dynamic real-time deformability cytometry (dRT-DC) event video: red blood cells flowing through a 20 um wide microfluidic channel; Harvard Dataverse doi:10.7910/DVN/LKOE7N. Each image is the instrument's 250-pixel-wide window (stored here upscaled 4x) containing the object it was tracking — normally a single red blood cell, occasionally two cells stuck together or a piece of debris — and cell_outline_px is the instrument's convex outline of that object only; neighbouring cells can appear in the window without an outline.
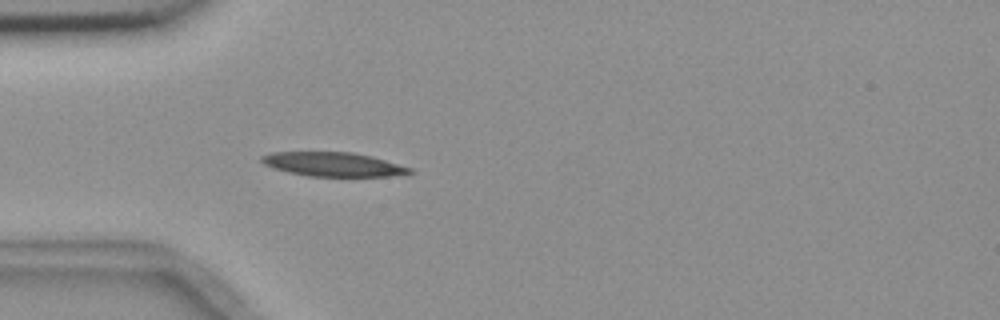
{"species": "common noctule bat (a hibernating species)", "species_latin": "Nyctalus noctula", "temperature_condition": "room temperature", "stored_images_in_passage": 3, "camera_frame_rate_fps": 3000, "um_per_image_px": 0.085, "animal": {"sex": "female", "body_mass_g": 18.4}, "frame": {"image": 1, "passage_image": 3, "time_ms": 3.0, "image_size_px": [1000, 320], "cell_outline_px": [[416, 172], [388, 176], [308, 176], [288, 172], [272, 168], [264, 164], [260, 160], [260, 156], [272, 152], [352, 152], [372, 156], [412, 168]], "centroid_in_image_um": [28.3, 13.96], "position_along_channel_um": 56.7, "area_um2": 20.81}}